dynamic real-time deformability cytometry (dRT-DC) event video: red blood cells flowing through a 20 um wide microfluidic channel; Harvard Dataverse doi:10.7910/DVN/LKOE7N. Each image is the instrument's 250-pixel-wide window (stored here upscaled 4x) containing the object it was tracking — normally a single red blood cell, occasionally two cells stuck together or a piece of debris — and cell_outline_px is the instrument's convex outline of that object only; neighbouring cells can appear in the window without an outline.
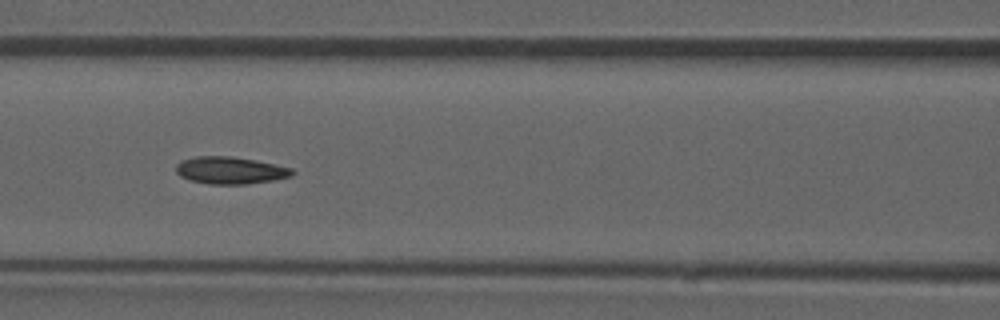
{"species": "common noctule bat (a hibernating species)", "species_latin": "Nyctalus noctula", "temperature_condition": "room temperature", "stored_images_in_passage": 52, "camera_frame_rate_fps": 3000, "um_per_image_px": 0.085, "animal": {"sex": "male", "forearm_length_mm": 52.5}, "frame": {"image": 1, "passage_image": 23, "time_ms": 7.333, "image_size_px": [1000, 320], "cell_outline_px": [[296, 172], [292, 176], [272, 180], [248, 184], [208, 184], [188, 180], [180, 176], [176, 172], [176, 164], [180, 160], [196, 156], [232, 156], [256, 160], [276, 164], [292, 168]], "centroid_in_image_um": [19.56, 14.47], "position_along_channel_um": 147.0, "area_um2": 18.67}, "authors_computed_cell_mechanics": {"area_um2": 18.0047, "velocity_mm_per_s": 3.9184, "shape_relaxation_time_tau1_ms": null, "shape_relaxation_time_tau2_ms": 4.4396, "deformation_change_tau1": null, "deformation_change_tau2": 0.1029}}